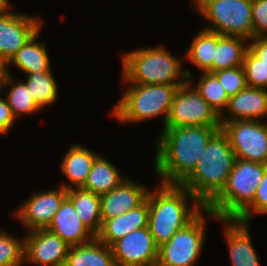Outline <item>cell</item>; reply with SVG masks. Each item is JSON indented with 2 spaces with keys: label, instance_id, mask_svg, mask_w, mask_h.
Listing matches in <instances>:
<instances>
[{
  "label": "cell",
  "instance_id": "d6a6232c",
  "mask_svg": "<svg viewBox=\"0 0 267 266\" xmlns=\"http://www.w3.org/2000/svg\"><path fill=\"white\" fill-rule=\"evenodd\" d=\"M254 213L267 214V170L256 188L253 202L236 219L249 223Z\"/></svg>",
  "mask_w": 267,
  "mask_h": 266
},
{
  "label": "cell",
  "instance_id": "9c48e42d",
  "mask_svg": "<svg viewBox=\"0 0 267 266\" xmlns=\"http://www.w3.org/2000/svg\"><path fill=\"white\" fill-rule=\"evenodd\" d=\"M187 81L179 86L164 128L221 126L220 116Z\"/></svg>",
  "mask_w": 267,
  "mask_h": 266
},
{
  "label": "cell",
  "instance_id": "1f68e13d",
  "mask_svg": "<svg viewBox=\"0 0 267 266\" xmlns=\"http://www.w3.org/2000/svg\"><path fill=\"white\" fill-rule=\"evenodd\" d=\"M214 74L229 97L236 95L247 87L243 66L220 70L214 72Z\"/></svg>",
  "mask_w": 267,
  "mask_h": 266
},
{
  "label": "cell",
  "instance_id": "484cf974",
  "mask_svg": "<svg viewBox=\"0 0 267 266\" xmlns=\"http://www.w3.org/2000/svg\"><path fill=\"white\" fill-rule=\"evenodd\" d=\"M247 39L238 36L223 35L217 45L213 59V73L243 65V59L248 49Z\"/></svg>",
  "mask_w": 267,
  "mask_h": 266
},
{
  "label": "cell",
  "instance_id": "ac0fdd59",
  "mask_svg": "<svg viewBox=\"0 0 267 266\" xmlns=\"http://www.w3.org/2000/svg\"><path fill=\"white\" fill-rule=\"evenodd\" d=\"M149 205L146 199L138 207L131 209L120 216L102 220L96 239L108 246L127 234L144 227H148Z\"/></svg>",
  "mask_w": 267,
  "mask_h": 266
},
{
  "label": "cell",
  "instance_id": "3957f363",
  "mask_svg": "<svg viewBox=\"0 0 267 266\" xmlns=\"http://www.w3.org/2000/svg\"><path fill=\"white\" fill-rule=\"evenodd\" d=\"M236 159L227 136L220 129L207 143L195 169L179 185L206 207L225 187Z\"/></svg>",
  "mask_w": 267,
  "mask_h": 266
},
{
  "label": "cell",
  "instance_id": "9a60e30c",
  "mask_svg": "<svg viewBox=\"0 0 267 266\" xmlns=\"http://www.w3.org/2000/svg\"><path fill=\"white\" fill-rule=\"evenodd\" d=\"M148 192L142 184L125 179L113 190L100 195L101 219H111L138 207L147 199Z\"/></svg>",
  "mask_w": 267,
  "mask_h": 266
},
{
  "label": "cell",
  "instance_id": "277c9868",
  "mask_svg": "<svg viewBox=\"0 0 267 266\" xmlns=\"http://www.w3.org/2000/svg\"><path fill=\"white\" fill-rule=\"evenodd\" d=\"M181 61L170 54L164 46L127 52L122 60V81L125 85H184L192 80V74L188 70H182ZM181 77L184 80H179Z\"/></svg>",
  "mask_w": 267,
  "mask_h": 266
},
{
  "label": "cell",
  "instance_id": "f546056e",
  "mask_svg": "<svg viewBox=\"0 0 267 266\" xmlns=\"http://www.w3.org/2000/svg\"><path fill=\"white\" fill-rule=\"evenodd\" d=\"M24 263V238L0 231V266H22Z\"/></svg>",
  "mask_w": 267,
  "mask_h": 266
},
{
  "label": "cell",
  "instance_id": "8992f818",
  "mask_svg": "<svg viewBox=\"0 0 267 266\" xmlns=\"http://www.w3.org/2000/svg\"><path fill=\"white\" fill-rule=\"evenodd\" d=\"M179 86L182 85L127 84L124 95L112 108V115L125 123L147 121L163 115L165 127Z\"/></svg>",
  "mask_w": 267,
  "mask_h": 266
},
{
  "label": "cell",
  "instance_id": "44dd1931",
  "mask_svg": "<svg viewBox=\"0 0 267 266\" xmlns=\"http://www.w3.org/2000/svg\"><path fill=\"white\" fill-rule=\"evenodd\" d=\"M40 29L5 64L8 73L9 64H14L26 75L34 72H52L45 43L35 42Z\"/></svg>",
  "mask_w": 267,
  "mask_h": 266
},
{
  "label": "cell",
  "instance_id": "e575fe53",
  "mask_svg": "<svg viewBox=\"0 0 267 266\" xmlns=\"http://www.w3.org/2000/svg\"><path fill=\"white\" fill-rule=\"evenodd\" d=\"M15 119L7 100L0 96V134H6L14 125Z\"/></svg>",
  "mask_w": 267,
  "mask_h": 266
},
{
  "label": "cell",
  "instance_id": "d4e9b609",
  "mask_svg": "<svg viewBox=\"0 0 267 266\" xmlns=\"http://www.w3.org/2000/svg\"><path fill=\"white\" fill-rule=\"evenodd\" d=\"M223 35L206 30H202L194 37L186 57L192 64L197 66L202 72L213 73V59L215 58L219 39Z\"/></svg>",
  "mask_w": 267,
  "mask_h": 266
},
{
  "label": "cell",
  "instance_id": "ba28073f",
  "mask_svg": "<svg viewBox=\"0 0 267 266\" xmlns=\"http://www.w3.org/2000/svg\"><path fill=\"white\" fill-rule=\"evenodd\" d=\"M204 214L219 219L205 208L187 226L177 231L169 241L159 246L156 266H195L194 264L201 255L206 236Z\"/></svg>",
  "mask_w": 267,
  "mask_h": 266
},
{
  "label": "cell",
  "instance_id": "4fadbf2b",
  "mask_svg": "<svg viewBox=\"0 0 267 266\" xmlns=\"http://www.w3.org/2000/svg\"><path fill=\"white\" fill-rule=\"evenodd\" d=\"M69 247L47 229L30 231L24 238V262L36 266H65Z\"/></svg>",
  "mask_w": 267,
  "mask_h": 266
},
{
  "label": "cell",
  "instance_id": "30bf717a",
  "mask_svg": "<svg viewBox=\"0 0 267 266\" xmlns=\"http://www.w3.org/2000/svg\"><path fill=\"white\" fill-rule=\"evenodd\" d=\"M236 158L267 165V124L259 120L221 123Z\"/></svg>",
  "mask_w": 267,
  "mask_h": 266
},
{
  "label": "cell",
  "instance_id": "5b68a950",
  "mask_svg": "<svg viewBox=\"0 0 267 266\" xmlns=\"http://www.w3.org/2000/svg\"><path fill=\"white\" fill-rule=\"evenodd\" d=\"M267 165L237 158L222 191L206 206L219 219H236L252 202Z\"/></svg>",
  "mask_w": 267,
  "mask_h": 266
},
{
  "label": "cell",
  "instance_id": "5bb4252c",
  "mask_svg": "<svg viewBox=\"0 0 267 266\" xmlns=\"http://www.w3.org/2000/svg\"><path fill=\"white\" fill-rule=\"evenodd\" d=\"M66 197L67 190L62 186L56 190L35 192L17 209L15 216L30 231L47 229Z\"/></svg>",
  "mask_w": 267,
  "mask_h": 266
},
{
  "label": "cell",
  "instance_id": "603a6c76",
  "mask_svg": "<svg viewBox=\"0 0 267 266\" xmlns=\"http://www.w3.org/2000/svg\"><path fill=\"white\" fill-rule=\"evenodd\" d=\"M120 174L110 161L99 155L80 188L102 195L113 190L126 179L125 177L122 178Z\"/></svg>",
  "mask_w": 267,
  "mask_h": 266
},
{
  "label": "cell",
  "instance_id": "6da1fadb",
  "mask_svg": "<svg viewBox=\"0 0 267 266\" xmlns=\"http://www.w3.org/2000/svg\"><path fill=\"white\" fill-rule=\"evenodd\" d=\"M221 126L163 128L158 137L154 169L163 184H180L202 157Z\"/></svg>",
  "mask_w": 267,
  "mask_h": 266
},
{
  "label": "cell",
  "instance_id": "7402d4cb",
  "mask_svg": "<svg viewBox=\"0 0 267 266\" xmlns=\"http://www.w3.org/2000/svg\"><path fill=\"white\" fill-rule=\"evenodd\" d=\"M65 266H116L111 247L96 238L90 243L69 247Z\"/></svg>",
  "mask_w": 267,
  "mask_h": 266
},
{
  "label": "cell",
  "instance_id": "74e56055",
  "mask_svg": "<svg viewBox=\"0 0 267 266\" xmlns=\"http://www.w3.org/2000/svg\"><path fill=\"white\" fill-rule=\"evenodd\" d=\"M5 73V65L0 60V77Z\"/></svg>",
  "mask_w": 267,
  "mask_h": 266
},
{
  "label": "cell",
  "instance_id": "ffe728a7",
  "mask_svg": "<svg viewBox=\"0 0 267 266\" xmlns=\"http://www.w3.org/2000/svg\"><path fill=\"white\" fill-rule=\"evenodd\" d=\"M98 156L99 154L80 144L70 146L60 164V168L72 185L63 183L61 186L66 190L80 188L84 184Z\"/></svg>",
  "mask_w": 267,
  "mask_h": 266
},
{
  "label": "cell",
  "instance_id": "4316f807",
  "mask_svg": "<svg viewBox=\"0 0 267 266\" xmlns=\"http://www.w3.org/2000/svg\"><path fill=\"white\" fill-rule=\"evenodd\" d=\"M7 102L11 108L13 116L17 119L24 114H33L42 109L36 104L30 95L24 81H16L11 77L10 72L4 73L0 77V91H3L4 87L8 88Z\"/></svg>",
  "mask_w": 267,
  "mask_h": 266
},
{
  "label": "cell",
  "instance_id": "8d00e7d4",
  "mask_svg": "<svg viewBox=\"0 0 267 266\" xmlns=\"http://www.w3.org/2000/svg\"><path fill=\"white\" fill-rule=\"evenodd\" d=\"M9 0H0V11L5 9L9 5Z\"/></svg>",
  "mask_w": 267,
  "mask_h": 266
},
{
  "label": "cell",
  "instance_id": "8fae6325",
  "mask_svg": "<svg viewBox=\"0 0 267 266\" xmlns=\"http://www.w3.org/2000/svg\"><path fill=\"white\" fill-rule=\"evenodd\" d=\"M11 8L9 4L0 11V60L4 65L43 24L40 17L13 13Z\"/></svg>",
  "mask_w": 267,
  "mask_h": 266
},
{
  "label": "cell",
  "instance_id": "7c38bea8",
  "mask_svg": "<svg viewBox=\"0 0 267 266\" xmlns=\"http://www.w3.org/2000/svg\"><path fill=\"white\" fill-rule=\"evenodd\" d=\"M110 247L116 266H156L159 246L149 227L134 230Z\"/></svg>",
  "mask_w": 267,
  "mask_h": 266
},
{
  "label": "cell",
  "instance_id": "4dcf8cb0",
  "mask_svg": "<svg viewBox=\"0 0 267 266\" xmlns=\"http://www.w3.org/2000/svg\"><path fill=\"white\" fill-rule=\"evenodd\" d=\"M242 66L248 87L267 90V66L261 63V60L249 49L245 53Z\"/></svg>",
  "mask_w": 267,
  "mask_h": 266
},
{
  "label": "cell",
  "instance_id": "836d02e7",
  "mask_svg": "<svg viewBox=\"0 0 267 266\" xmlns=\"http://www.w3.org/2000/svg\"><path fill=\"white\" fill-rule=\"evenodd\" d=\"M254 37H267V0H252Z\"/></svg>",
  "mask_w": 267,
  "mask_h": 266
},
{
  "label": "cell",
  "instance_id": "7a4b0ae2",
  "mask_svg": "<svg viewBox=\"0 0 267 266\" xmlns=\"http://www.w3.org/2000/svg\"><path fill=\"white\" fill-rule=\"evenodd\" d=\"M158 187L148 192L147 199L148 227L155 243L160 246L193 221L206 207L181 185L161 183ZM187 200L193 201L191 207Z\"/></svg>",
  "mask_w": 267,
  "mask_h": 266
},
{
  "label": "cell",
  "instance_id": "52a82bcc",
  "mask_svg": "<svg viewBox=\"0 0 267 266\" xmlns=\"http://www.w3.org/2000/svg\"><path fill=\"white\" fill-rule=\"evenodd\" d=\"M193 4L213 24L204 29L248 41L254 38L252 0H194Z\"/></svg>",
  "mask_w": 267,
  "mask_h": 266
},
{
  "label": "cell",
  "instance_id": "e0dca14e",
  "mask_svg": "<svg viewBox=\"0 0 267 266\" xmlns=\"http://www.w3.org/2000/svg\"><path fill=\"white\" fill-rule=\"evenodd\" d=\"M225 223L224 237L232 266H261L250 241L248 223L237 219H218Z\"/></svg>",
  "mask_w": 267,
  "mask_h": 266
},
{
  "label": "cell",
  "instance_id": "cb8c5ba5",
  "mask_svg": "<svg viewBox=\"0 0 267 266\" xmlns=\"http://www.w3.org/2000/svg\"><path fill=\"white\" fill-rule=\"evenodd\" d=\"M67 197L73 203L82 222L96 235L102 225L100 195L82 188L67 190Z\"/></svg>",
  "mask_w": 267,
  "mask_h": 266
},
{
  "label": "cell",
  "instance_id": "f1b7e54d",
  "mask_svg": "<svg viewBox=\"0 0 267 266\" xmlns=\"http://www.w3.org/2000/svg\"><path fill=\"white\" fill-rule=\"evenodd\" d=\"M195 89L216 111L219 116H223L227 107L229 96L214 73L202 72Z\"/></svg>",
  "mask_w": 267,
  "mask_h": 266
},
{
  "label": "cell",
  "instance_id": "d590c367",
  "mask_svg": "<svg viewBox=\"0 0 267 266\" xmlns=\"http://www.w3.org/2000/svg\"><path fill=\"white\" fill-rule=\"evenodd\" d=\"M248 42V49L267 66V37H254Z\"/></svg>",
  "mask_w": 267,
  "mask_h": 266
},
{
  "label": "cell",
  "instance_id": "2e32d148",
  "mask_svg": "<svg viewBox=\"0 0 267 266\" xmlns=\"http://www.w3.org/2000/svg\"><path fill=\"white\" fill-rule=\"evenodd\" d=\"M47 230L59 236L70 247L90 243L96 238V235L82 222L68 197L60 205Z\"/></svg>",
  "mask_w": 267,
  "mask_h": 266
},
{
  "label": "cell",
  "instance_id": "83f0119b",
  "mask_svg": "<svg viewBox=\"0 0 267 266\" xmlns=\"http://www.w3.org/2000/svg\"><path fill=\"white\" fill-rule=\"evenodd\" d=\"M27 76L26 87L36 104L42 109L58 99V86L52 72H34Z\"/></svg>",
  "mask_w": 267,
  "mask_h": 266
},
{
  "label": "cell",
  "instance_id": "d6986e66",
  "mask_svg": "<svg viewBox=\"0 0 267 266\" xmlns=\"http://www.w3.org/2000/svg\"><path fill=\"white\" fill-rule=\"evenodd\" d=\"M225 110H228L233 117L220 116V123L262 119V117L267 116V90L247 86L229 98Z\"/></svg>",
  "mask_w": 267,
  "mask_h": 266
}]
</instances>
